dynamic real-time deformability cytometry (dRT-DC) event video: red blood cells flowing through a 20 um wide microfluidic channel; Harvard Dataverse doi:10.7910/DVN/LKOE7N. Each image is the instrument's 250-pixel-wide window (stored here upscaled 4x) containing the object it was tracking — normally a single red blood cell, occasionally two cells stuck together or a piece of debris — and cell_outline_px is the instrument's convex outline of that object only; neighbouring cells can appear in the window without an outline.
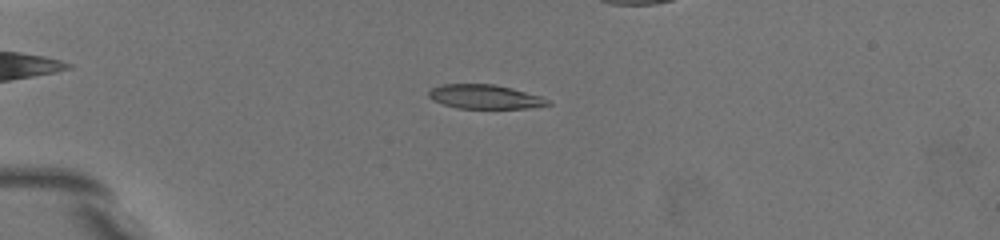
{"species": "common noctule bat (a hibernating species)", "species_latin": "Nyctalus noctula", "temperature_condition": "warm", "stored_images_in_passage": 30, "camera_frame_rate_fps": 3000, "um_per_image_px": 0.085, "animal": {"sex": "female", "body_mass_g": 19.5, "forearm_length_mm": 54.1}, "frame": {"image": 1, "passage_image": 24, "time_ms": 5.0, "image_size_px": [1000, 240], "cell_outline_px": [[552, 104], [532, 108], [456, 108], [432, 100], [428, 96], [428, 92], [432, 88], [444, 84], [492, 84], [512, 88], [540, 96], [548, 100]], "centroid_in_image_um": [41.21, 8.23], "position_along_channel_um": 43.8, "area_um2": 16.65}}